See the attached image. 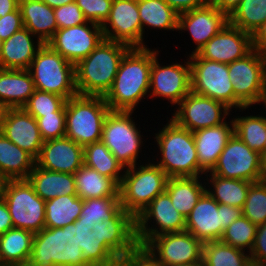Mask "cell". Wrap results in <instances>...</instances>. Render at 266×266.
I'll return each instance as SVG.
<instances>
[{
    "label": "cell",
    "mask_w": 266,
    "mask_h": 266,
    "mask_svg": "<svg viewBox=\"0 0 266 266\" xmlns=\"http://www.w3.org/2000/svg\"><path fill=\"white\" fill-rule=\"evenodd\" d=\"M138 245L135 217L123 208L95 223L60 259V266H114Z\"/></svg>",
    "instance_id": "1"
},
{
    "label": "cell",
    "mask_w": 266,
    "mask_h": 266,
    "mask_svg": "<svg viewBox=\"0 0 266 266\" xmlns=\"http://www.w3.org/2000/svg\"><path fill=\"white\" fill-rule=\"evenodd\" d=\"M159 52L151 47L131 48L124 55L103 97L111 111H135L143 98L149 97L151 65Z\"/></svg>",
    "instance_id": "2"
},
{
    "label": "cell",
    "mask_w": 266,
    "mask_h": 266,
    "mask_svg": "<svg viewBox=\"0 0 266 266\" xmlns=\"http://www.w3.org/2000/svg\"><path fill=\"white\" fill-rule=\"evenodd\" d=\"M130 49L126 44L103 39L75 65L78 95L104 97L112 86L124 55Z\"/></svg>",
    "instance_id": "3"
},
{
    "label": "cell",
    "mask_w": 266,
    "mask_h": 266,
    "mask_svg": "<svg viewBox=\"0 0 266 266\" xmlns=\"http://www.w3.org/2000/svg\"><path fill=\"white\" fill-rule=\"evenodd\" d=\"M167 121L153 137L161 158L157 161L153 156L152 161L169 178L204 176L205 172L199 167L193 132L180 127L171 118Z\"/></svg>",
    "instance_id": "4"
},
{
    "label": "cell",
    "mask_w": 266,
    "mask_h": 266,
    "mask_svg": "<svg viewBox=\"0 0 266 266\" xmlns=\"http://www.w3.org/2000/svg\"><path fill=\"white\" fill-rule=\"evenodd\" d=\"M136 164L124 170L119 184L122 208L135 218L160 193L166 190L168 176L153 161Z\"/></svg>",
    "instance_id": "5"
},
{
    "label": "cell",
    "mask_w": 266,
    "mask_h": 266,
    "mask_svg": "<svg viewBox=\"0 0 266 266\" xmlns=\"http://www.w3.org/2000/svg\"><path fill=\"white\" fill-rule=\"evenodd\" d=\"M83 200L62 195L45 201V245L60 260L75 244V223Z\"/></svg>",
    "instance_id": "6"
},
{
    "label": "cell",
    "mask_w": 266,
    "mask_h": 266,
    "mask_svg": "<svg viewBox=\"0 0 266 266\" xmlns=\"http://www.w3.org/2000/svg\"><path fill=\"white\" fill-rule=\"evenodd\" d=\"M110 108L102 96L76 95L66 100L65 136L81 146L101 141Z\"/></svg>",
    "instance_id": "7"
},
{
    "label": "cell",
    "mask_w": 266,
    "mask_h": 266,
    "mask_svg": "<svg viewBox=\"0 0 266 266\" xmlns=\"http://www.w3.org/2000/svg\"><path fill=\"white\" fill-rule=\"evenodd\" d=\"M29 72L35 88L68 100L78 94L75 65L44 44L33 58Z\"/></svg>",
    "instance_id": "8"
},
{
    "label": "cell",
    "mask_w": 266,
    "mask_h": 266,
    "mask_svg": "<svg viewBox=\"0 0 266 266\" xmlns=\"http://www.w3.org/2000/svg\"><path fill=\"white\" fill-rule=\"evenodd\" d=\"M190 61L191 91L224 103L231 110L246 111L234 94L228 64L200 58L196 53L187 56Z\"/></svg>",
    "instance_id": "9"
},
{
    "label": "cell",
    "mask_w": 266,
    "mask_h": 266,
    "mask_svg": "<svg viewBox=\"0 0 266 266\" xmlns=\"http://www.w3.org/2000/svg\"><path fill=\"white\" fill-rule=\"evenodd\" d=\"M134 111H109L102 127L101 141L109 148L115 158L124 166L131 167L137 163L144 145L141 128L137 127Z\"/></svg>",
    "instance_id": "10"
},
{
    "label": "cell",
    "mask_w": 266,
    "mask_h": 266,
    "mask_svg": "<svg viewBox=\"0 0 266 266\" xmlns=\"http://www.w3.org/2000/svg\"><path fill=\"white\" fill-rule=\"evenodd\" d=\"M13 227L32 232L45 244V201L28 180H10L3 199Z\"/></svg>",
    "instance_id": "11"
},
{
    "label": "cell",
    "mask_w": 266,
    "mask_h": 266,
    "mask_svg": "<svg viewBox=\"0 0 266 266\" xmlns=\"http://www.w3.org/2000/svg\"><path fill=\"white\" fill-rule=\"evenodd\" d=\"M0 266H60V260L32 232L12 228L0 236Z\"/></svg>",
    "instance_id": "12"
},
{
    "label": "cell",
    "mask_w": 266,
    "mask_h": 266,
    "mask_svg": "<svg viewBox=\"0 0 266 266\" xmlns=\"http://www.w3.org/2000/svg\"><path fill=\"white\" fill-rule=\"evenodd\" d=\"M235 97L245 106L258 105L266 95V56L252 50L228 64Z\"/></svg>",
    "instance_id": "13"
},
{
    "label": "cell",
    "mask_w": 266,
    "mask_h": 266,
    "mask_svg": "<svg viewBox=\"0 0 266 266\" xmlns=\"http://www.w3.org/2000/svg\"><path fill=\"white\" fill-rule=\"evenodd\" d=\"M135 221L137 241L143 246L155 236L185 231L186 227V218L175 209L166 191L157 195Z\"/></svg>",
    "instance_id": "14"
},
{
    "label": "cell",
    "mask_w": 266,
    "mask_h": 266,
    "mask_svg": "<svg viewBox=\"0 0 266 266\" xmlns=\"http://www.w3.org/2000/svg\"><path fill=\"white\" fill-rule=\"evenodd\" d=\"M177 109V110H176ZM233 110L224 103L192 91L176 106L171 119L180 127L194 132L218 126L232 115Z\"/></svg>",
    "instance_id": "15"
},
{
    "label": "cell",
    "mask_w": 266,
    "mask_h": 266,
    "mask_svg": "<svg viewBox=\"0 0 266 266\" xmlns=\"http://www.w3.org/2000/svg\"><path fill=\"white\" fill-rule=\"evenodd\" d=\"M158 53L151 65L149 98L168 100L177 106L191 92L190 61L163 65L159 62Z\"/></svg>",
    "instance_id": "16"
},
{
    "label": "cell",
    "mask_w": 266,
    "mask_h": 266,
    "mask_svg": "<svg viewBox=\"0 0 266 266\" xmlns=\"http://www.w3.org/2000/svg\"><path fill=\"white\" fill-rule=\"evenodd\" d=\"M211 173L252 183L261 181L260 154L250 149L233 133Z\"/></svg>",
    "instance_id": "17"
},
{
    "label": "cell",
    "mask_w": 266,
    "mask_h": 266,
    "mask_svg": "<svg viewBox=\"0 0 266 266\" xmlns=\"http://www.w3.org/2000/svg\"><path fill=\"white\" fill-rule=\"evenodd\" d=\"M103 39L102 26L87 21L82 25L56 30L46 44L70 63L77 65Z\"/></svg>",
    "instance_id": "18"
},
{
    "label": "cell",
    "mask_w": 266,
    "mask_h": 266,
    "mask_svg": "<svg viewBox=\"0 0 266 266\" xmlns=\"http://www.w3.org/2000/svg\"><path fill=\"white\" fill-rule=\"evenodd\" d=\"M145 246L164 266L202 262L203 243L186 230L155 236Z\"/></svg>",
    "instance_id": "19"
},
{
    "label": "cell",
    "mask_w": 266,
    "mask_h": 266,
    "mask_svg": "<svg viewBox=\"0 0 266 266\" xmlns=\"http://www.w3.org/2000/svg\"><path fill=\"white\" fill-rule=\"evenodd\" d=\"M102 31L104 39L123 43L131 48H142L138 0H113Z\"/></svg>",
    "instance_id": "20"
},
{
    "label": "cell",
    "mask_w": 266,
    "mask_h": 266,
    "mask_svg": "<svg viewBox=\"0 0 266 266\" xmlns=\"http://www.w3.org/2000/svg\"><path fill=\"white\" fill-rule=\"evenodd\" d=\"M252 50V35L228 22L196 54L206 60L229 64Z\"/></svg>",
    "instance_id": "21"
},
{
    "label": "cell",
    "mask_w": 266,
    "mask_h": 266,
    "mask_svg": "<svg viewBox=\"0 0 266 266\" xmlns=\"http://www.w3.org/2000/svg\"><path fill=\"white\" fill-rule=\"evenodd\" d=\"M3 135L35 159L44 144L37 120L23 108L3 109L0 114Z\"/></svg>",
    "instance_id": "22"
},
{
    "label": "cell",
    "mask_w": 266,
    "mask_h": 266,
    "mask_svg": "<svg viewBox=\"0 0 266 266\" xmlns=\"http://www.w3.org/2000/svg\"><path fill=\"white\" fill-rule=\"evenodd\" d=\"M228 16L210 4L195 8L178 16L177 31H188L195 49L191 54L197 53L213 36H215L227 23Z\"/></svg>",
    "instance_id": "23"
},
{
    "label": "cell",
    "mask_w": 266,
    "mask_h": 266,
    "mask_svg": "<svg viewBox=\"0 0 266 266\" xmlns=\"http://www.w3.org/2000/svg\"><path fill=\"white\" fill-rule=\"evenodd\" d=\"M83 164V146L66 136L44 141L36 158V166L54 172L74 174Z\"/></svg>",
    "instance_id": "24"
},
{
    "label": "cell",
    "mask_w": 266,
    "mask_h": 266,
    "mask_svg": "<svg viewBox=\"0 0 266 266\" xmlns=\"http://www.w3.org/2000/svg\"><path fill=\"white\" fill-rule=\"evenodd\" d=\"M185 230L202 243L220 240L222 238L221 203L205 191L186 217Z\"/></svg>",
    "instance_id": "25"
},
{
    "label": "cell",
    "mask_w": 266,
    "mask_h": 266,
    "mask_svg": "<svg viewBox=\"0 0 266 266\" xmlns=\"http://www.w3.org/2000/svg\"><path fill=\"white\" fill-rule=\"evenodd\" d=\"M233 133V120L193 132L199 167L205 173L211 172L216 166L221 152Z\"/></svg>",
    "instance_id": "26"
},
{
    "label": "cell",
    "mask_w": 266,
    "mask_h": 266,
    "mask_svg": "<svg viewBox=\"0 0 266 266\" xmlns=\"http://www.w3.org/2000/svg\"><path fill=\"white\" fill-rule=\"evenodd\" d=\"M28 29L23 27L1 42V69H29L37 51L44 45ZM36 40V41H35Z\"/></svg>",
    "instance_id": "27"
},
{
    "label": "cell",
    "mask_w": 266,
    "mask_h": 266,
    "mask_svg": "<svg viewBox=\"0 0 266 266\" xmlns=\"http://www.w3.org/2000/svg\"><path fill=\"white\" fill-rule=\"evenodd\" d=\"M28 69L0 68V109L23 108L35 92Z\"/></svg>",
    "instance_id": "28"
},
{
    "label": "cell",
    "mask_w": 266,
    "mask_h": 266,
    "mask_svg": "<svg viewBox=\"0 0 266 266\" xmlns=\"http://www.w3.org/2000/svg\"><path fill=\"white\" fill-rule=\"evenodd\" d=\"M23 25L43 44H46L57 30L54 8L42 0H19Z\"/></svg>",
    "instance_id": "29"
},
{
    "label": "cell",
    "mask_w": 266,
    "mask_h": 266,
    "mask_svg": "<svg viewBox=\"0 0 266 266\" xmlns=\"http://www.w3.org/2000/svg\"><path fill=\"white\" fill-rule=\"evenodd\" d=\"M27 180L44 201L62 195H77L74 174L71 173L49 171L35 165Z\"/></svg>",
    "instance_id": "30"
},
{
    "label": "cell",
    "mask_w": 266,
    "mask_h": 266,
    "mask_svg": "<svg viewBox=\"0 0 266 266\" xmlns=\"http://www.w3.org/2000/svg\"><path fill=\"white\" fill-rule=\"evenodd\" d=\"M205 182L203 176L168 178L165 191L169 194L175 209L185 218L206 191Z\"/></svg>",
    "instance_id": "31"
},
{
    "label": "cell",
    "mask_w": 266,
    "mask_h": 266,
    "mask_svg": "<svg viewBox=\"0 0 266 266\" xmlns=\"http://www.w3.org/2000/svg\"><path fill=\"white\" fill-rule=\"evenodd\" d=\"M36 159L22 150L0 131V172L9 180H27Z\"/></svg>",
    "instance_id": "32"
},
{
    "label": "cell",
    "mask_w": 266,
    "mask_h": 266,
    "mask_svg": "<svg viewBox=\"0 0 266 266\" xmlns=\"http://www.w3.org/2000/svg\"><path fill=\"white\" fill-rule=\"evenodd\" d=\"M122 209L119 197L83 200L80 217L75 223V243L98 222L112 219Z\"/></svg>",
    "instance_id": "33"
},
{
    "label": "cell",
    "mask_w": 266,
    "mask_h": 266,
    "mask_svg": "<svg viewBox=\"0 0 266 266\" xmlns=\"http://www.w3.org/2000/svg\"><path fill=\"white\" fill-rule=\"evenodd\" d=\"M138 10L142 24V48L148 47L144 41L148 27L177 32L179 14L163 0H138Z\"/></svg>",
    "instance_id": "34"
},
{
    "label": "cell",
    "mask_w": 266,
    "mask_h": 266,
    "mask_svg": "<svg viewBox=\"0 0 266 266\" xmlns=\"http://www.w3.org/2000/svg\"><path fill=\"white\" fill-rule=\"evenodd\" d=\"M77 196L89 198L119 197V185L111 178L84 164L74 173Z\"/></svg>",
    "instance_id": "35"
},
{
    "label": "cell",
    "mask_w": 266,
    "mask_h": 266,
    "mask_svg": "<svg viewBox=\"0 0 266 266\" xmlns=\"http://www.w3.org/2000/svg\"><path fill=\"white\" fill-rule=\"evenodd\" d=\"M209 177V178H208ZM206 191L218 203L243 208L252 182L205 173Z\"/></svg>",
    "instance_id": "36"
},
{
    "label": "cell",
    "mask_w": 266,
    "mask_h": 266,
    "mask_svg": "<svg viewBox=\"0 0 266 266\" xmlns=\"http://www.w3.org/2000/svg\"><path fill=\"white\" fill-rule=\"evenodd\" d=\"M83 161L86 167L96 170L101 175L113 179L118 185L120 184L125 168L102 141L83 147Z\"/></svg>",
    "instance_id": "37"
},
{
    "label": "cell",
    "mask_w": 266,
    "mask_h": 266,
    "mask_svg": "<svg viewBox=\"0 0 266 266\" xmlns=\"http://www.w3.org/2000/svg\"><path fill=\"white\" fill-rule=\"evenodd\" d=\"M231 119L234 123V134L250 149L261 154L266 148V116L262 114L234 115Z\"/></svg>",
    "instance_id": "38"
},
{
    "label": "cell",
    "mask_w": 266,
    "mask_h": 266,
    "mask_svg": "<svg viewBox=\"0 0 266 266\" xmlns=\"http://www.w3.org/2000/svg\"><path fill=\"white\" fill-rule=\"evenodd\" d=\"M249 253L221 240L203 243V266H244Z\"/></svg>",
    "instance_id": "39"
},
{
    "label": "cell",
    "mask_w": 266,
    "mask_h": 266,
    "mask_svg": "<svg viewBox=\"0 0 266 266\" xmlns=\"http://www.w3.org/2000/svg\"><path fill=\"white\" fill-rule=\"evenodd\" d=\"M228 18L231 25L252 35L266 22V0H241Z\"/></svg>",
    "instance_id": "40"
},
{
    "label": "cell",
    "mask_w": 266,
    "mask_h": 266,
    "mask_svg": "<svg viewBox=\"0 0 266 266\" xmlns=\"http://www.w3.org/2000/svg\"><path fill=\"white\" fill-rule=\"evenodd\" d=\"M256 231L257 226L248 218L241 216L225 229L220 240L230 246L250 253L254 245Z\"/></svg>",
    "instance_id": "41"
},
{
    "label": "cell",
    "mask_w": 266,
    "mask_h": 266,
    "mask_svg": "<svg viewBox=\"0 0 266 266\" xmlns=\"http://www.w3.org/2000/svg\"><path fill=\"white\" fill-rule=\"evenodd\" d=\"M242 216L248 218L254 225L266 222V181L253 182L248 190L246 201L242 208Z\"/></svg>",
    "instance_id": "42"
},
{
    "label": "cell",
    "mask_w": 266,
    "mask_h": 266,
    "mask_svg": "<svg viewBox=\"0 0 266 266\" xmlns=\"http://www.w3.org/2000/svg\"><path fill=\"white\" fill-rule=\"evenodd\" d=\"M65 103L66 99L60 95L36 89L23 109L34 117H43L57 112Z\"/></svg>",
    "instance_id": "43"
},
{
    "label": "cell",
    "mask_w": 266,
    "mask_h": 266,
    "mask_svg": "<svg viewBox=\"0 0 266 266\" xmlns=\"http://www.w3.org/2000/svg\"><path fill=\"white\" fill-rule=\"evenodd\" d=\"M34 118L44 141L65 136L66 103L57 112Z\"/></svg>",
    "instance_id": "44"
},
{
    "label": "cell",
    "mask_w": 266,
    "mask_h": 266,
    "mask_svg": "<svg viewBox=\"0 0 266 266\" xmlns=\"http://www.w3.org/2000/svg\"><path fill=\"white\" fill-rule=\"evenodd\" d=\"M85 19L103 25L110 15L113 0H76Z\"/></svg>",
    "instance_id": "45"
},
{
    "label": "cell",
    "mask_w": 266,
    "mask_h": 266,
    "mask_svg": "<svg viewBox=\"0 0 266 266\" xmlns=\"http://www.w3.org/2000/svg\"><path fill=\"white\" fill-rule=\"evenodd\" d=\"M54 14L57 30L82 25L87 22L76 2L54 8Z\"/></svg>",
    "instance_id": "46"
},
{
    "label": "cell",
    "mask_w": 266,
    "mask_h": 266,
    "mask_svg": "<svg viewBox=\"0 0 266 266\" xmlns=\"http://www.w3.org/2000/svg\"><path fill=\"white\" fill-rule=\"evenodd\" d=\"M114 266H164L152 252L143 245H137Z\"/></svg>",
    "instance_id": "47"
},
{
    "label": "cell",
    "mask_w": 266,
    "mask_h": 266,
    "mask_svg": "<svg viewBox=\"0 0 266 266\" xmlns=\"http://www.w3.org/2000/svg\"><path fill=\"white\" fill-rule=\"evenodd\" d=\"M23 27L22 14L19 7L4 17H0V42L7 40Z\"/></svg>",
    "instance_id": "48"
},
{
    "label": "cell",
    "mask_w": 266,
    "mask_h": 266,
    "mask_svg": "<svg viewBox=\"0 0 266 266\" xmlns=\"http://www.w3.org/2000/svg\"><path fill=\"white\" fill-rule=\"evenodd\" d=\"M249 257L253 261L266 265V222L257 226L254 245Z\"/></svg>",
    "instance_id": "49"
},
{
    "label": "cell",
    "mask_w": 266,
    "mask_h": 266,
    "mask_svg": "<svg viewBox=\"0 0 266 266\" xmlns=\"http://www.w3.org/2000/svg\"><path fill=\"white\" fill-rule=\"evenodd\" d=\"M178 14L199 8L207 4V0H163Z\"/></svg>",
    "instance_id": "50"
},
{
    "label": "cell",
    "mask_w": 266,
    "mask_h": 266,
    "mask_svg": "<svg viewBox=\"0 0 266 266\" xmlns=\"http://www.w3.org/2000/svg\"><path fill=\"white\" fill-rule=\"evenodd\" d=\"M242 216V209L221 203L222 236L225 229Z\"/></svg>",
    "instance_id": "51"
},
{
    "label": "cell",
    "mask_w": 266,
    "mask_h": 266,
    "mask_svg": "<svg viewBox=\"0 0 266 266\" xmlns=\"http://www.w3.org/2000/svg\"><path fill=\"white\" fill-rule=\"evenodd\" d=\"M252 48L266 56V22L252 34Z\"/></svg>",
    "instance_id": "52"
},
{
    "label": "cell",
    "mask_w": 266,
    "mask_h": 266,
    "mask_svg": "<svg viewBox=\"0 0 266 266\" xmlns=\"http://www.w3.org/2000/svg\"><path fill=\"white\" fill-rule=\"evenodd\" d=\"M241 0H207L208 4L213 5L228 17L239 6Z\"/></svg>",
    "instance_id": "53"
},
{
    "label": "cell",
    "mask_w": 266,
    "mask_h": 266,
    "mask_svg": "<svg viewBox=\"0 0 266 266\" xmlns=\"http://www.w3.org/2000/svg\"><path fill=\"white\" fill-rule=\"evenodd\" d=\"M13 222L8 207L4 200L0 201V236L9 229H12Z\"/></svg>",
    "instance_id": "54"
},
{
    "label": "cell",
    "mask_w": 266,
    "mask_h": 266,
    "mask_svg": "<svg viewBox=\"0 0 266 266\" xmlns=\"http://www.w3.org/2000/svg\"><path fill=\"white\" fill-rule=\"evenodd\" d=\"M19 7V0H0V17L15 11Z\"/></svg>",
    "instance_id": "55"
},
{
    "label": "cell",
    "mask_w": 266,
    "mask_h": 266,
    "mask_svg": "<svg viewBox=\"0 0 266 266\" xmlns=\"http://www.w3.org/2000/svg\"><path fill=\"white\" fill-rule=\"evenodd\" d=\"M9 181L10 180L2 172H0V201L4 199Z\"/></svg>",
    "instance_id": "56"
},
{
    "label": "cell",
    "mask_w": 266,
    "mask_h": 266,
    "mask_svg": "<svg viewBox=\"0 0 266 266\" xmlns=\"http://www.w3.org/2000/svg\"><path fill=\"white\" fill-rule=\"evenodd\" d=\"M42 1L48 6H50L51 8H57L59 6L73 3L76 0H42Z\"/></svg>",
    "instance_id": "57"
},
{
    "label": "cell",
    "mask_w": 266,
    "mask_h": 266,
    "mask_svg": "<svg viewBox=\"0 0 266 266\" xmlns=\"http://www.w3.org/2000/svg\"><path fill=\"white\" fill-rule=\"evenodd\" d=\"M260 169L262 180L266 181V148L260 154Z\"/></svg>",
    "instance_id": "58"
},
{
    "label": "cell",
    "mask_w": 266,
    "mask_h": 266,
    "mask_svg": "<svg viewBox=\"0 0 266 266\" xmlns=\"http://www.w3.org/2000/svg\"><path fill=\"white\" fill-rule=\"evenodd\" d=\"M244 266H266V265L261 262H256V261L249 259L248 262Z\"/></svg>",
    "instance_id": "59"
},
{
    "label": "cell",
    "mask_w": 266,
    "mask_h": 266,
    "mask_svg": "<svg viewBox=\"0 0 266 266\" xmlns=\"http://www.w3.org/2000/svg\"><path fill=\"white\" fill-rule=\"evenodd\" d=\"M174 266H203V262H195V263H189V264H179Z\"/></svg>",
    "instance_id": "60"
},
{
    "label": "cell",
    "mask_w": 266,
    "mask_h": 266,
    "mask_svg": "<svg viewBox=\"0 0 266 266\" xmlns=\"http://www.w3.org/2000/svg\"><path fill=\"white\" fill-rule=\"evenodd\" d=\"M259 105H261V106L263 105L264 108H263L262 110H265V112L261 110V113H262V114H265V113H266V95H265L264 98L260 101ZM263 112H264V113H263ZM265 116H266V114H265Z\"/></svg>",
    "instance_id": "61"
}]
</instances>
